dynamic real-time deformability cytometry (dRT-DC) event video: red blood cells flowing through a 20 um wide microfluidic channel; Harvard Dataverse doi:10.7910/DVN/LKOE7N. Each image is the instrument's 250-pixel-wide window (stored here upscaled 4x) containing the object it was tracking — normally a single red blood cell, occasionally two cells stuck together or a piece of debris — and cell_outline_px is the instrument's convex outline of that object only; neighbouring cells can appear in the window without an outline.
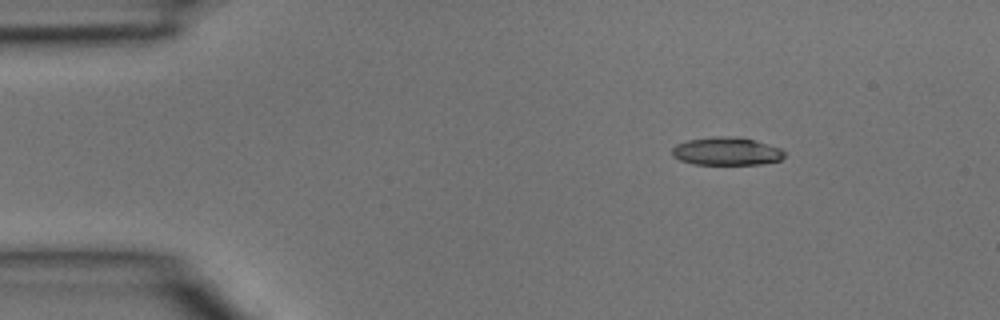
{"species": "common noctule bat (a hibernating species)", "species_latin": "Nyctalus noctula", "temperature_condition": "room temperature", "stored_images_in_passage": 5, "camera_frame_rate_fps": 3000, "um_per_image_px": 0.085, "animal": {"sex": "male", "body_mass_g": 15.6}, "frame": {"image": 1, "passage_image": 5, "time_ms": 1.333, "image_size_px": [1000, 320], "cell_outline_px": [[784, 156], [780, 160], [760, 164], [692, 164], [680, 160], [672, 156], [672, 148], [676, 144], [688, 140], [712, 136], [736, 136], [768, 144], [780, 148], [784, 152]], "centroid_in_image_um": [61.72, 12.85], "position_along_channel_um": 23.3, "area_um2": 18.32}}